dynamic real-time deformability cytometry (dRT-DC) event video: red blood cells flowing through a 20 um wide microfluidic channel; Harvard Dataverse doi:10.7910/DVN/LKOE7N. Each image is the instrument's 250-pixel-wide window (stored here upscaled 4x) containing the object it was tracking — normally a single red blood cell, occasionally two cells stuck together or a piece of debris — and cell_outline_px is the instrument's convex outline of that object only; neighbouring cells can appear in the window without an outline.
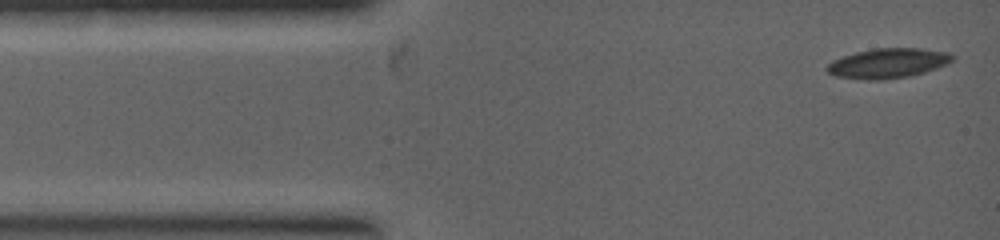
{"species": "common noctule bat (a hibernating species)", "species_latin": "Nyctalus noctula", "temperature_condition": "warm", "stored_images_in_passage": 15, "camera_frame_rate_fps": 5000, "um_per_image_px": 0.085, "animal": {"sex": "female", "body_mass_g": 19.0, "forearm_length_mm": 53.3}, "frame": {"image": 1, "passage_image": 1, "time_ms": 0.0, "image_size_px": [1000, 240], "cell_outline_px": [[952, 60], [936, 68], [912, 76], [880, 80], [868, 80], [836, 76], [828, 72], [824, 68], [832, 60], [856, 52], [876, 48], [920, 48], [948, 52], [952, 56]], "centroid_in_image_um": [75.44, 5.38], "position_along_channel_um": 9.6, "area_um2": 21.62}}
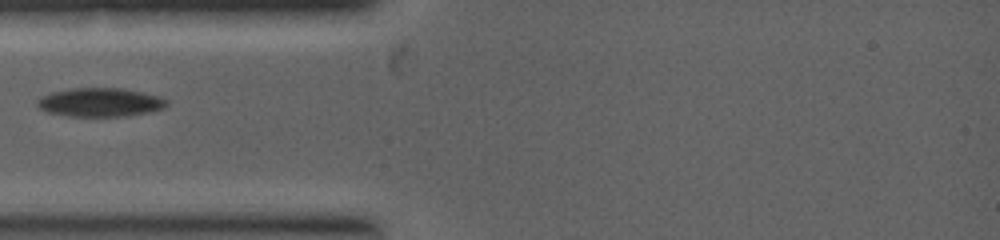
{"frame": {"image": 2, "passage_image": 5, "time_ms": 2.0, "image_size_px": [1000, 240], "cell_outline_px": [[168, 104], [164, 108], [148, 112], [128, 116], [68, 116], [48, 112], [40, 108], [36, 104], [36, 100], [52, 92], [72, 88], [120, 88], [160, 96], [168, 100]], "centroid_in_image_um": [8.53, 8.7], "position_along_channel_um": 76.5, "area_um2": 21.56}}
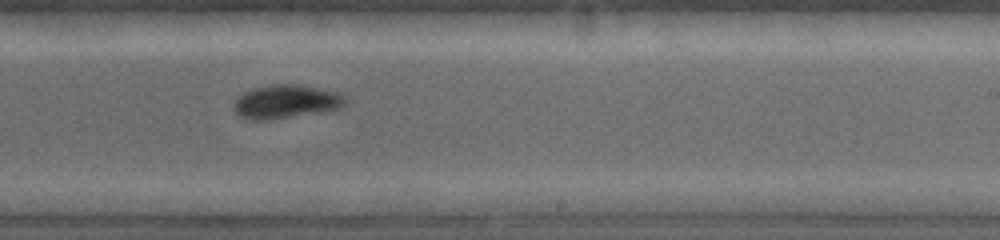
{"frame": {"image": 3, "passage_image": 11, "time_ms": 4.8, "image_size_px": [1000, 240], "cell_outline_px": [[348, 96], [344, 104], [340, 108], [268, 120], [244, 120], [236, 116], [232, 112], [232, 104], [244, 92], [256, 88], [272, 84], [296, 84], [336, 92]], "centroid_in_image_um": [24.22, 8.66], "position_along_channel_um": 264.8, "area_um2": 21.79}}